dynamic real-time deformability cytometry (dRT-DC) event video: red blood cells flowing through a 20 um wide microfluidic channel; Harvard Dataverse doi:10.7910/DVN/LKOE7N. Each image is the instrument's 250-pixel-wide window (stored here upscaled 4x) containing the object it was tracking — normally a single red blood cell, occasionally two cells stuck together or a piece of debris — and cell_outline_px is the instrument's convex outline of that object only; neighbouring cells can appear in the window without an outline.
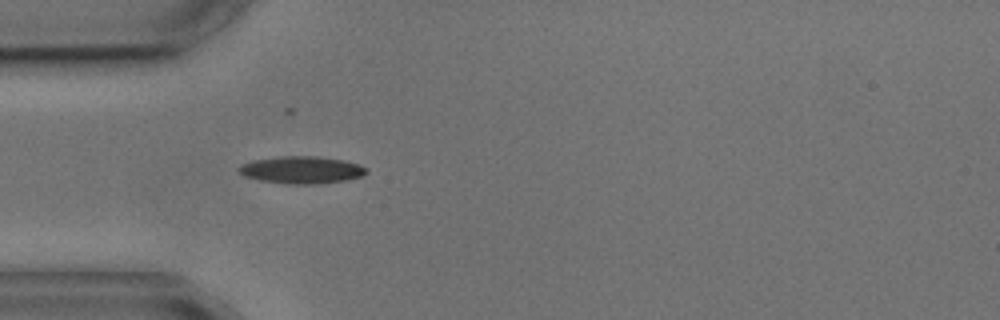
{"species": "common noctule bat (a hibernating species)", "species_latin": "Nyctalus noctula", "temperature_condition": "cold", "stored_images_in_passage": 5, "camera_frame_rate_fps": 3000, "um_per_image_px": 0.085, "animal": {"sex": "male", "body_mass_g": 17.9, "forearm_length_mm": 54.2}, "frame": {"image": 1, "passage_image": 5, "time_ms": 4.667, "image_size_px": [1000, 320], "cell_outline_px": [[368, 172], [364, 176], [344, 180], [320, 184], [288, 184], [260, 180], [244, 176], [236, 168], [240, 164], [252, 160], [280, 156], [316, 156], [344, 160], [360, 164], [368, 168]], "centroid_in_image_um": [25.65, 14.44], "position_along_channel_um": 59.3, "area_um2": 20.52}}